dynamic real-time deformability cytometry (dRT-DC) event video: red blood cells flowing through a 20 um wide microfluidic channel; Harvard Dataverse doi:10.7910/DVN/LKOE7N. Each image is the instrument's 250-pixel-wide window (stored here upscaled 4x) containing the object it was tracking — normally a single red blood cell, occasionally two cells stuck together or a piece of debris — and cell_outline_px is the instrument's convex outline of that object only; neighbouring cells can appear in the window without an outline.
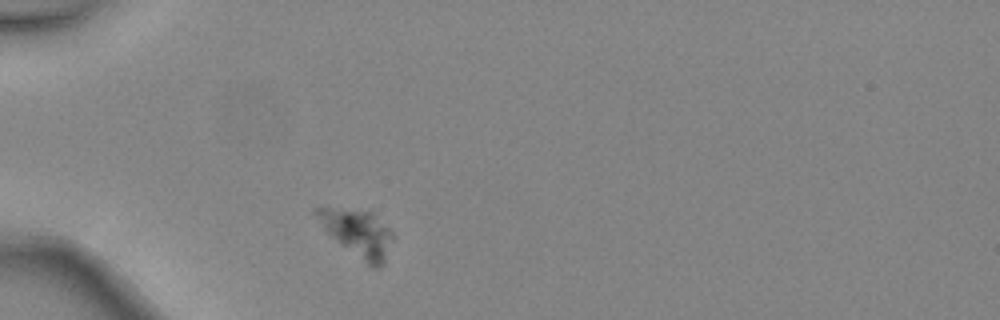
{"species": "common noctule bat (a hibernating species)", "species_latin": "Nyctalus noctula", "temperature_condition": "warm", "stored_images_in_passage": 1, "camera_frame_rate_fps": 3000, "um_per_image_px": 0.085, "animal": {"sex": "female", "body_mass_g": 24.6, "forearm_length_mm": 56.2}, "frame": {"image": 1, "passage_image": 1, "time_ms": 0.0, "image_size_px": [1000, 320], "cell_outline_px": [[396, 240], [384, 264], [380, 268], [372, 268], [328, 236], [312, 212], [312, 208], [328, 208], [372, 212], [396, 236]], "centroid_in_image_um": [30.44, 19.87], "position_along_channel_um": 54.6, "area_um2": 21.39}}